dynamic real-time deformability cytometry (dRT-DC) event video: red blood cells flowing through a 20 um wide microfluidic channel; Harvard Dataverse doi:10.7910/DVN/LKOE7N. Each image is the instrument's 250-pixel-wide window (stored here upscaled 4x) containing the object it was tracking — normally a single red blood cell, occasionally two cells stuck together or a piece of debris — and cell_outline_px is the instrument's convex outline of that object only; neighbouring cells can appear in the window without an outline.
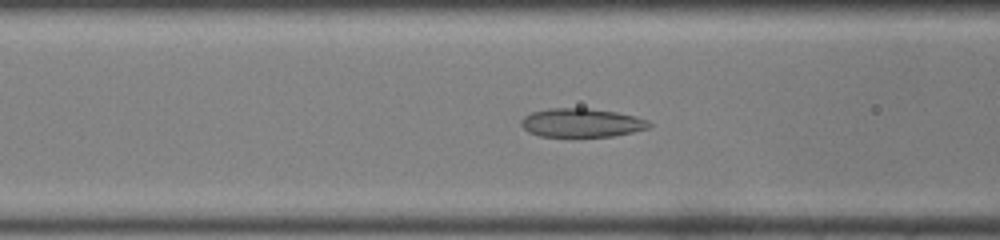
{"species": "common noctule bat (a hibernating species)", "species_latin": "Nyctalus noctula", "temperature_condition": "room temperature", "stored_images_in_passage": 50, "camera_frame_rate_fps": 3000, "um_per_image_px": 0.085, "animal": {"sex": "male", "body_mass_g": 19.0, "forearm_length_mm": 50.8}, "frame": {"image": 1, "passage_image": 20, "time_ms": 6.333, "image_size_px": [1000, 240], "cell_outline_px": [[652, 124], [648, 128], [632, 132], [612, 136], [540, 136], [528, 132], [520, 124], [520, 120], [524, 116], [532, 112], [548, 108], [588, 108], [616, 112], [636, 116], [648, 120]], "centroid_in_image_um": [49.42, 10.43], "position_along_channel_um": 117.2, "area_um2": 21.39}}
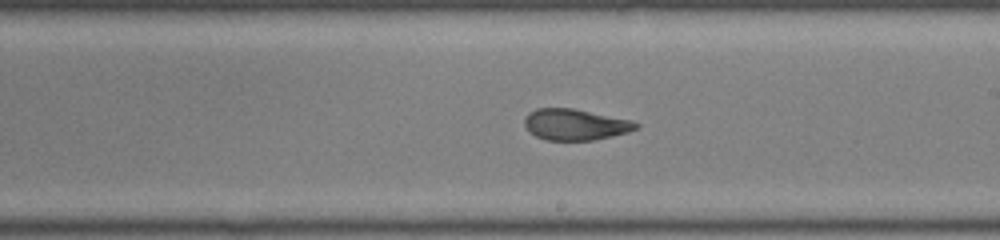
{"frame": {"image": 2, "passage_image": 29, "time_ms": 9.333, "image_size_px": [1000, 240], "cell_outline_px": [[640, 124], [636, 128], [628, 132], [612, 136], [592, 140], [544, 140], [536, 136], [524, 124], [524, 120], [528, 112], [536, 108], [572, 108], [632, 120]], "centroid_in_image_um": [48.89, 10.58], "position_along_channel_um": 240.1, "area_um2": 20.11}}
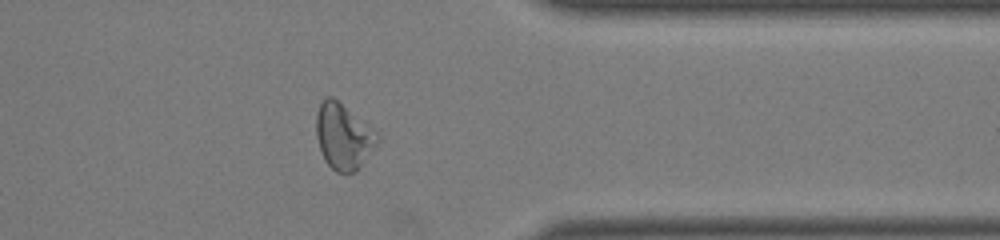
{"frame": {"image": 3, "passage_image": 40, "time_ms": 13.0, "image_size_px": [1000, 240], "cell_outline_px": [[380, 140], [356, 172], [336, 172], [324, 160], [316, 136], [316, 112], [320, 104], [328, 96], [332, 96], [372, 128], [380, 136]], "centroid_in_image_um": [29.18, 11.61], "position_along_channel_um": 382.2, "area_um2": 23.18}, "authors_computed_cell_mechanics": {"area_um2": 23.2067, "velocity_mm_per_s": 4.1095, "shape_relaxation_time_tau1_ms": null, "shape_relaxation_time_tau2_ms": 1.4998, "deformation_change_tau1": null, "deformation_change_tau2": 0.0797}}